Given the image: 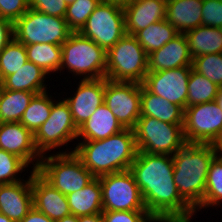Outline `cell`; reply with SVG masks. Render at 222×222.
<instances>
[{
    "mask_svg": "<svg viewBox=\"0 0 222 222\" xmlns=\"http://www.w3.org/2000/svg\"><path fill=\"white\" fill-rule=\"evenodd\" d=\"M129 170L139 186L147 211L158 222L191 221L196 213L178 193L172 155L138 151Z\"/></svg>",
    "mask_w": 222,
    "mask_h": 222,
    "instance_id": "1",
    "label": "cell"
},
{
    "mask_svg": "<svg viewBox=\"0 0 222 222\" xmlns=\"http://www.w3.org/2000/svg\"><path fill=\"white\" fill-rule=\"evenodd\" d=\"M73 152L92 175L98 178L129 170L138 149L133 129L125 128L103 140L79 141Z\"/></svg>",
    "mask_w": 222,
    "mask_h": 222,
    "instance_id": "2",
    "label": "cell"
},
{
    "mask_svg": "<svg viewBox=\"0 0 222 222\" xmlns=\"http://www.w3.org/2000/svg\"><path fill=\"white\" fill-rule=\"evenodd\" d=\"M219 154L217 145L186 143L173 157V178L180 197L195 211H201L207 174Z\"/></svg>",
    "mask_w": 222,
    "mask_h": 222,
    "instance_id": "3",
    "label": "cell"
},
{
    "mask_svg": "<svg viewBox=\"0 0 222 222\" xmlns=\"http://www.w3.org/2000/svg\"><path fill=\"white\" fill-rule=\"evenodd\" d=\"M61 48L60 73L67 68L69 74L82 80L105 78L107 54L93 40L79 32H72Z\"/></svg>",
    "mask_w": 222,
    "mask_h": 222,
    "instance_id": "4",
    "label": "cell"
},
{
    "mask_svg": "<svg viewBox=\"0 0 222 222\" xmlns=\"http://www.w3.org/2000/svg\"><path fill=\"white\" fill-rule=\"evenodd\" d=\"M106 54V79L144 82L148 73V55L134 35L125 34Z\"/></svg>",
    "mask_w": 222,
    "mask_h": 222,
    "instance_id": "5",
    "label": "cell"
},
{
    "mask_svg": "<svg viewBox=\"0 0 222 222\" xmlns=\"http://www.w3.org/2000/svg\"><path fill=\"white\" fill-rule=\"evenodd\" d=\"M67 151L43 155L37 169L47 182L64 195L82 189L95 178L74 154L73 148Z\"/></svg>",
    "mask_w": 222,
    "mask_h": 222,
    "instance_id": "6",
    "label": "cell"
},
{
    "mask_svg": "<svg viewBox=\"0 0 222 222\" xmlns=\"http://www.w3.org/2000/svg\"><path fill=\"white\" fill-rule=\"evenodd\" d=\"M138 151L148 154L174 155L186 144L183 125L140 116L133 128Z\"/></svg>",
    "mask_w": 222,
    "mask_h": 222,
    "instance_id": "7",
    "label": "cell"
},
{
    "mask_svg": "<svg viewBox=\"0 0 222 222\" xmlns=\"http://www.w3.org/2000/svg\"><path fill=\"white\" fill-rule=\"evenodd\" d=\"M71 33L64 18L47 15L32 8L14 23V38L24 45H62Z\"/></svg>",
    "mask_w": 222,
    "mask_h": 222,
    "instance_id": "8",
    "label": "cell"
},
{
    "mask_svg": "<svg viewBox=\"0 0 222 222\" xmlns=\"http://www.w3.org/2000/svg\"><path fill=\"white\" fill-rule=\"evenodd\" d=\"M183 133L186 143L217 145L222 139V110L216 101L186 107Z\"/></svg>",
    "mask_w": 222,
    "mask_h": 222,
    "instance_id": "9",
    "label": "cell"
},
{
    "mask_svg": "<svg viewBox=\"0 0 222 222\" xmlns=\"http://www.w3.org/2000/svg\"><path fill=\"white\" fill-rule=\"evenodd\" d=\"M103 211H147L139 186L130 170L98 177Z\"/></svg>",
    "mask_w": 222,
    "mask_h": 222,
    "instance_id": "10",
    "label": "cell"
},
{
    "mask_svg": "<svg viewBox=\"0 0 222 222\" xmlns=\"http://www.w3.org/2000/svg\"><path fill=\"white\" fill-rule=\"evenodd\" d=\"M79 33L107 52L126 34L124 10L102 0Z\"/></svg>",
    "mask_w": 222,
    "mask_h": 222,
    "instance_id": "11",
    "label": "cell"
},
{
    "mask_svg": "<svg viewBox=\"0 0 222 222\" xmlns=\"http://www.w3.org/2000/svg\"><path fill=\"white\" fill-rule=\"evenodd\" d=\"M55 102V103H54ZM78 127L75 125L66 101H53L49 118L34 134V144L41 156L49 151L77 140Z\"/></svg>",
    "mask_w": 222,
    "mask_h": 222,
    "instance_id": "12",
    "label": "cell"
},
{
    "mask_svg": "<svg viewBox=\"0 0 222 222\" xmlns=\"http://www.w3.org/2000/svg\"><path fill=\"white\" fill-rule=\"evenodd\" d=\"M104 104L124 128L133 129L141 116V84L105 78Z\"/></svg>",
    "mask_w": 222,
    "mask_h": 222,
    "instance_id": "13",
    "label": "cell"
},
{
    "mask_svg": "<svg viewBox=\"0 0 222 222\" xmlns=\"http://www.w3.org/2000/svg\"><path fill=\"white\" fill-rule=\"evenodd\" d=\"M191 69L192 66H183L147 73L142 85L152 94L185 109L187 107L188 81Z\"/></svg>",
    "mask_w": 222,
    "mask_h": 222,
    "instance_id": "14",
    "label": "cell"
},
{
    "mask_svg": "<svg viewBox=\"0 0 222 222\" xmlns=\"http://www.w3.org/2000/svg\"><path fill=\"white\" fill-rule=\"evenodd\" d=\"M0 149L18 156L28 166L32 163V171H37L42 156L36 150L34 134L20 122L0 123Z\"/></svg>",
    "mask_w": 222,
    "mask_h": 222,
    "instance_id": "15",
    "label": "cell"
},
{
    "mask_svg": "<svg viewBox=\"0 0 222 222\" xmlns=\"http://www.w3.org/2000/svg\"><path fill=\"white\" fill-rule=\"evenodd\" d=\"M73 96L64 98L77 127L87 121L104 103L105 78L79 80Z\"/></svg>",
    "mask_w": 222,
    "mask_h": 222,
    "instance_id": "16",
    "label": "cell"
},
{
    "mask_svg": "<svg viewBox=\"0 0 222 222\" xmlns=\"http://www.w3.org/2000/svg\"><path fill=\"white\" fill-rule=\"evenodd\" d=\"M27 180L0 185V213L20 222L33 208L32 171Z\"/></svg>",
    "mask_w": 222,
    "mask_h": 222,
    "instance_id": "17",
    "label": "cell"
},
{
    "mask_svg": "<svg viewBox=\"0 0 222 222\" xmlns=\"http://www.w3.org/2000/svg\"><path fill=\"white\" fill-rule=\"evenodd\" d=\"M33 207L53 221L71 215L66 195L54 188L37 171H32Z\"/></svg>",
    "mask_w": 222,
    "mask_h": 222,
    "instance_id": "18",
    "label": "cell"
},
{
    "mask_svg": "<svg viewBox=\"0 0 222 222\" xmlns=\"http://www.w3.org/2000/svg\"><path fill=\"white\" fill-rule=\"evenodd\" d=\"M192 60L186 35L179 33L163 47L148 54V73L192 66Z\"/></svg>",
    "mask_w": 222,
    "mask_h": 222,
    "instance_id": "19",
    "label": "cell"
},
{
    "mask_svg": "<svg viewBox=\"0 0 222 222\" xmlns=\"http://www.w3.org/2000/svg\"><path fill=\"white\" fill-rule=\"evenodd\" d=\"M167 0H135L124 8L126 34L135 35L150 24L166 19Z\"/></svg>",
    "mask_w": 222,
    "mask_h": 222,
    "instance_id": "20",
    "label": "cell"
},
{
    "mask_svg": "<svg viewBox=\"0 0 222 222\" xmlns=\"http://www.w3.org/2000/svg\"><path fill=\"white\" fill-rule=\"evenodd\" d=\"M125 128L120 124L110 109L103 103L91 117L78 127L77 140H103L117 134Z\"/></svg>",
    "mask_w": 222,
    "mask_h": 222,
    "instance_id": "21",
    "label": "cell"
},
{
    "mask_svg": "<svg viewBox=\"0 0 222 222\" xmlns=\"http://www.w3.org/2000/svg\"><path fill=\"white\" fill-rule=\"evenodd\" d=\"M203 0H167L166 20L178 33L201 26Z\"/></svg>",
    "mask_w": 222,
    "mask_h": 222,
    "instance_id": "22",
    "label": "cell"
},
{
    "mask_svg": "<svg viewBox=\"0 0 222 222\" xmlns=\"http://www.w3.org/2000/svg\"><path fill=\"white\" fill-rule=\"evenodd\" d=\"M47 72L42 68L27 61L22 67H20L16 73L6 76L0 85L6 90L27 91L36 94L47 91V85L45 79Z\"/></svg>",
    "mask_w": 222,
    "mask_h": 222,
    "instance_id": "23",
    "label": "cell"
},
{
    "mask_svg": "<svg viewBox=\"0 0 222 222\" xmlns=\"http://www.w3.org/2000/svg\"><path fill=\"white\" fill-rule=\"evenodd\" d=\"M141 116H150L166 123L183 125L184 109L149 92L141 84Z\"/></svg>",
    "mask_w": 222,
    "mask_h": 222,
    "instance_id": "24",
    "label": "cell"
},
{
    "mask_svg": "<svg viewBox=\"0 0 222 222\" xmlns=\"http://www.w3.org/2000/svg\"><path fill=\"white\" fill-rule=\"evenodd\" d=\"M71 214L86 216L103 212L102 187L99 178H94L85 187L66 195Z\"/></svg>",
    "mask_w": 222,
    "mask_h": 222,
    "instance_id": "25",
    "label": "cell"
},
{
    "mask_svg": "<svg viewBox=\"0 0 222 222\" xmlns=\"http://www.w3.org/2000/svg\"><path fill=\"white\" fill-rule=\"evenodd\" d=\"M192 59L198 56L222 53V33L220 28L198 26L185 33Z\"/></svg>",
    "mask_w": 222,
    "mask_h": 222,
    "instance_id": "26",
    "label": "cell"
},
{
    "mask_svg": "<svg viewBox=\"0 0 222 222\" xmlns=\"http://www.w3.org/2000/svg\"><path fill=\"white\" fill-rule=\"evenodd\" d=\"M33 92L0 88V123L20 122L32 98Z\"/></svg>",
    "mask_w": 222,
    "mask_h": 222,
    "instance_id": "27",
    "label": "cell"
},
{
    "mask_svg": "<svg viewBox=\"0 0 222 222\" xmlns=\"http://www.w3.org/2000/svg\"><path fill=\"white\" fill-rule=\"evenodd\" d=\"M178 34L177 30L163 19L138 31L134 36L148 55L163 47Z\"/></svg>",
    "mask_w": 222,
    "mask_h": 222,
    "instance_id": "28",
    "label": "cell"
},
{
    "mask_svg": "<svg viewBox=\"0 0 222 222\" xmlns=\"http://www.w3.org/2000/svg\"><path fill=\"white\" fill-rule=\"evenodd\" d=\"M28 61L33 62L45 72L48 76L51 73L60 71L62 63L61 45L39 44L25 45Z\"/></svg>",
    "mask_w": 222,
    "mask_h": 222,
    "instance_id": "29",
    "label": "cell"
},
{
    "mask_svg": "<svg viewBox=\"0 0 222 222\" xmlns=\"http://www.w3.org/2000/svg\"><path fill=\"white\" fill-rule=\"evenodd\" d=\"M49 94L48 91L36 94L20 120V123L33 134L50 116L52 104L55 100Z\"/></svg>",
    "mask_w": 222,
    "mask_h": 222,
    "instance_id": "30",
    "label": "cell"
},
{
    "mask_svg": "<svg viewBox=\"0 0 222 222\" xmlns=\"http://www.w3.org/2000/svg\"><path fill=\"white\" fill-rule=\"evenodd\" d=\"M220 87L205 76L191 69L188 81L187 107L214 101Z\"/></svg>",
    "mask_w": 222,
    "mask_h": 222,
    "instance_id": "31",
    "label": "cell"
},
{
    "mask_svg": "<svg viewBox=\"0 0 222 222\" xmlns=\"http://www.w3.org/2000/svg\"><path fill=\"white\" fill-rule=\"evenodd\" d=\"M222 202V155L218 154L211 162L207 174L204 199L201 209L220 206Z\"/></svg>",
    "mask_w": 222,
    "mask_h": 222,
    "instance_id": "32",
    "label": "cell"
},
{
    "mask_svg": "<svg viewBox=\"0 0 222 222\" xmlns=\"http://www.w3.org/2000/svg\"><path fill=\"white\" fill-rule=\"evenodd\" d=\"M28 61L25 45L12 39L0 53V82Z\"/></svg>",
    "mask_w": 222,
    "mask_h": 222,
    "instance_id": "33",
    "label": "cell"
},
{
    "mask_svg": "<svg viewBox=\"0 0 222 222\" xmlns=\"http://www.w3.org/2000/svg\"><path fill=\"white\" fill-rule=\"evenodd\" d=\"M102 0H74L67 5L64 19L72 32H79Z\"/></svg>",
    "mask_w": 222,
    "mask_h": 222,
    "instance_id": "34",
    "label": "cell"
},
{
    "mask_svg": "<svg viewBox=\"0 0 222 222\" xmlns=\"http://www.w3.org/2000/svg\"><path fill=\"white\" fill-rule=\"evenodd\" d=\"M192 69L222 87V53L198 56L192 60Z\"/></svg>",
    "mask_w": 222,
    "mask_h": 222,
    "instance_id": "35",
    "label": "cell"
},
{
    "mask_svg": "<svg viewBox=\"0 0 222 222\" xmlns=\"http://www.w3.org/2000/svg\"><path fill=\"white\" fill-rule=\"evenodd\" d=\"M28 167L18 156L0 149V185L24 180L18 173L25 172Z\"/></svg>",
    "mask_w": 222,
    "mask_h": 222,
    "instance_id": "36",
    "label": "cell"
},
{
    "mask_svg": "<svg viewBox=\"0 0 222 222\" xmlns=\"http://www.w3.org/2000/svg\"><path fill=\"white\" fill-rule=\"evenodd\" d=\"M104 222H158L148 211H103Z\"/></svg>",
    "mask_w": 222,
    "mask_h": 222,
    "instance_id": "37",
    "label": "cell"
},
{
    "mask_svg": "<svg viewBox=\"0 0 222 222\" xmlns=\"http://www.w3.org/2000/svg\"><path fill=\"white\" fill-rule=\"evenodd\" d=\"M201 25L217 28L222 25V0H203Z\"/></svg>",
    "mask_w": 222,
    "mask_h": 222,
    "instance_id": "38",
    "label": "cell"
},
{
    "mask_svg": "<svg viewBox=\"0 0 222 222\" xmlns=\"http://www.w3.org/2000/svg\"><path fill=\"white\" fill-rule=\"evenodd\" d=\"M29 9V0H0V17L15 23Z\"/></svg>",
    "mask_w": 222,
    "mask_h": 222,
    "instance_id": "39",
    "label": "cell"
},
{
    "mask_svg": "<svg viewBox=\"0 0 222 222\" xmlns=\"http://www.w3.org/2000/svg\"><path fill=\"white\" fill-rule=\"evenodd\" d=\"M29 8L55 17H65L67 4L64 0H29Z\"/></svg>",
    "mask_w": 222,
    "mask_h": 222,
    "instance_id": "40",
    "label": "cell"
},
{
    "mask_svg": "<svg viewBox=\"0 0 222 222\" xmlns=\"http://www.w3.org/2000/svg\"><path fill=\"white\" fill-rule=\"evenodd\" d=\"M14 39V23L0 17V53Z\"/></svg>",
    "mask_w": 222,
    "mask_h": 222,
    "instance_id": "41",
    "label": "cell"
},
{
    "mask_svg": "<svg viewBox=\"0 0 222 222\" xmlns=\"http://www.w3.org/2000/svg\"><path fill=\"white\" fill-rule=\"evenodd\" d=\"M20 222H55L42 212L36 210L34 207Z\"/></svg>",
    "mask_w": 222,
    "mask_h": 222,
    "instance_id": "42",
    "label": "cell"
},
{
    "mask_svg": "<svg viewBox=\"0 0 222 222\" xmlns=\"http://www.w3.org/2000/svg\"><path fill=\"white\" fill-rule=\"evenodd\" d=\"M77 222H104L102 213L86 215V216H78Z\"/></svg>",
    "mask_w": 222,
    "mask_h": 222,
    "instance_id": "43",
    "label": "cell"
},
{
    "mask_svg": "<svg viewBox=\"0 0 222 222\" xmlns=\"http://www.w3.org/2000/svg\"><path fill=\"white\" fill-rule=\"evenodd\" d=\"M104 1L112 3L113 5L124 9L127 6H130L135 0H104Z\"/></svg>",
    "mask_w": 222,
    "mask_h": 222,
    "instance_id": "44",
    "label": "cell"
},
{
    "mask_svg": "<svg viewBox=\"0 0 222 222\" xmlns=\"http://www.w3.org/2000/svg\"><path fill=\"white\" fill-rule=\"evenodd\" d=\"M77 221H78V217L71 214L55 222H77Z\"/></svg>",
    "mask_w": 222,
    "mask_h": 222,
    "instance_id": "45",
    "label": "cell"
},
{
    "mask_svg": "<svg viewBox=\"0 0 222 222\" xmlns=\"http://www.w3.org/2000/svg\"><path fill=\"white\" fill-rule=\"evenodd\" d=\"M216 103L219 105V107L222 110V89L220 88V91L215 99Z\"/></svg>",
    "mask_w": 222,
    "mask_h": 222,
    "instance_id": "46",
    "label": "cell"
},
{
    "mask_svg": "<svg viewBox=\"0 0 222 222\" xmlns=\"http://www.w3.org/2000/svg\"><path fill=\"white\" fill-rule=\"evenodd\" d=\"M0 222H13V221L9 219L6 215L0 213Z\"/></svg>",
    "mask_w": 222,
    "mask_h": 222,
    "instance_id": "47",
    "label": "cell"
},
{
    "mask_svg": "<svg viewBox=\"0 0 222 222\" xmlns=\"http://www.w3.org/2000/svg\"><path fill=\"white\" fill-rule=\"evenodd\" d=\"M217 149H218L219 154L222 155V139H221L220 142L217 144Z\"/></svg>",
    "mask_w": 222,
    "mask_h": 222,
    "instance_id": "48",
    "label": "cell"
},
{
    "mask_svg": "<svg viewBox=\"0 0 222 222\" xmlns=\"http://www.w3.org/2000/svg\"><path fill=\"white\" fill-rule=\"evenodd\" d=\"M64 2H65L67 5H69V4H71L72 2H74V0H64Z\"/></svg>",
    "mask_w": 222,
    "mask_h": 222,
    "instance_id": "49",
    "label": "cell"
}]
</instances>
